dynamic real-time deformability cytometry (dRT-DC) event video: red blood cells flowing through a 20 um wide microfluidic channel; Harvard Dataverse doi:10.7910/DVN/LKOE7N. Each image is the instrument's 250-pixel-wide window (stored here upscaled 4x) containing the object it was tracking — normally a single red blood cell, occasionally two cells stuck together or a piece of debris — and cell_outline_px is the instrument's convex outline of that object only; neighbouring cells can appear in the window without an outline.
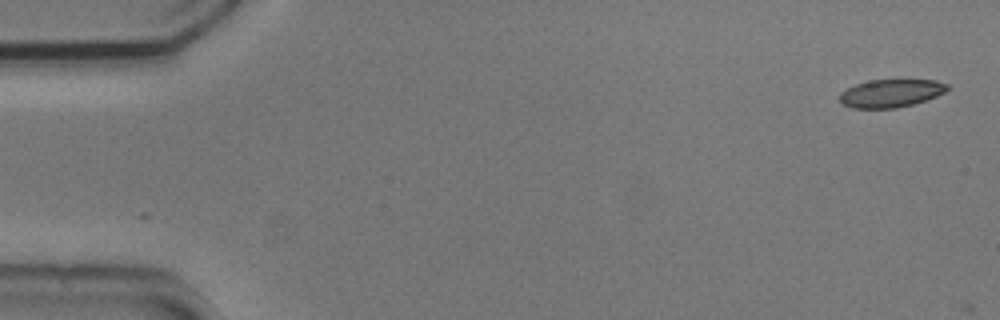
{"species": "common noctule bat (a hibernating species)", "species_latin": "Nyctalus noctula", "temperature_condition": "cold", "stored_images_in_passage": 4, "camera_frame_rate_fps": 3000, "um_per_image_px": 0.085, "animal": {"sex": "male", "body_mass_g": 20.5, "forearm_length_mm": 52.5}, "frame": {"image": 1, "passage_image": 1, "time_ms": 0.0, "image_size_px": [1000, 320], "cell_outline_px": [[948, 88], [944, 92], [936, 96], [912, 104], [896, 108], [852, 108], [844, 104], [840, 100], [840, 92], [856, 84], [872, 80], [900, 76], [936, 80], [948, 84]], "centroid_in_image_um": [75.77, 7.86], "position_along_channel_um": 9.2, "area_um2": 18.21}}